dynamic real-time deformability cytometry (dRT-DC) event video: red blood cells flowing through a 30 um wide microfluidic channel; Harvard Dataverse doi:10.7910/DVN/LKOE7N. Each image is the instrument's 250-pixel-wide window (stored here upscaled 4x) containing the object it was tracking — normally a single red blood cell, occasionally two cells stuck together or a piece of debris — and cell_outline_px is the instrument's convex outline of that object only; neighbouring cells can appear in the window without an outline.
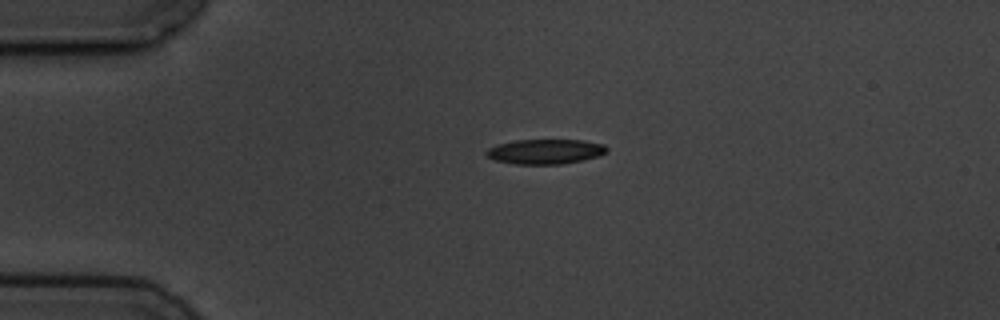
{"species": "common noctule bat (a hibernating species)", "species_latin": "Nyctalus noctula", "temperature_condition": "cold", "stored_images_in_passage": 2, "camera_frame_rate_fps": 3000, "um_per_image_px": 0.085, "animal": {"sex": "male", "body_mass_g": 19.5, "forearm_length_mm": 54.6}, "frame": {"image": 1, "passage_image": 1, "time_ms": 0.0, "image_size_px": [1000, 320], "cell_outline_px": [[608, 152], [584, 160], [560, 164], [516, 164], [496, 160], [488, 156], [484, 152], [488, 148], [496, 144], [516, 140], [584, 140], [604, 144], [608, 148]], "centroid_in_image_um": [46.36, 12.87], "position_along_channel_um": 38.6, "area_um2": 17.46}}